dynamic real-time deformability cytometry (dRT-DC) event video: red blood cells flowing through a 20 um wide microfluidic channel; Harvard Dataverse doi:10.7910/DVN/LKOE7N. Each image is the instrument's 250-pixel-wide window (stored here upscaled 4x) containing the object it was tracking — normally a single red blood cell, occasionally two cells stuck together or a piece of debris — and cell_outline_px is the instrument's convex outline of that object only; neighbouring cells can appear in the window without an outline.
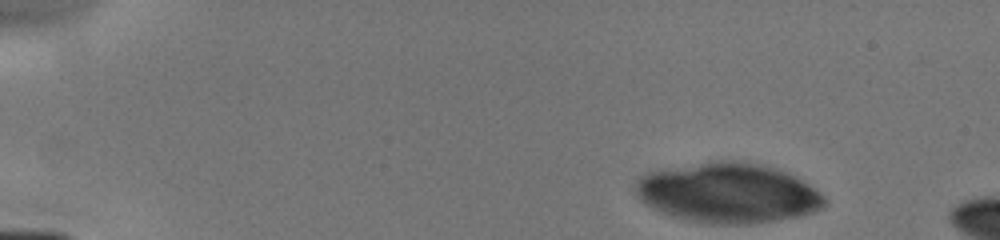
{"species": "human", "species_latin": "Homo sapiens", "temperature_condition": "cold", "stored_images_in_passage": 7, "camera_frame_rate_fps": 3000, "um_per_image_px": 0.085, "donor": {"sex": "male"}, "frame": {"image": 1, "passage_image": 1, "time_ms": 0.0, "image_size_px": [1000, 240], "cell_outline_px": [[828, 200], [820, 208], [804, 216], [752, 224], [708, 224], [688, 220], [672, 216], [652, 208], [636, 196], [636, 180], [644, 172], [660, 168], [716, 160], [736, 160], [760, 164], [776, 168], [788, 172], [808, 184], [824, 196]], "centroid_in_image_um": [61.85, 16.39], "position_along_channel_um": 23.1, "area_um2": 66.7}}